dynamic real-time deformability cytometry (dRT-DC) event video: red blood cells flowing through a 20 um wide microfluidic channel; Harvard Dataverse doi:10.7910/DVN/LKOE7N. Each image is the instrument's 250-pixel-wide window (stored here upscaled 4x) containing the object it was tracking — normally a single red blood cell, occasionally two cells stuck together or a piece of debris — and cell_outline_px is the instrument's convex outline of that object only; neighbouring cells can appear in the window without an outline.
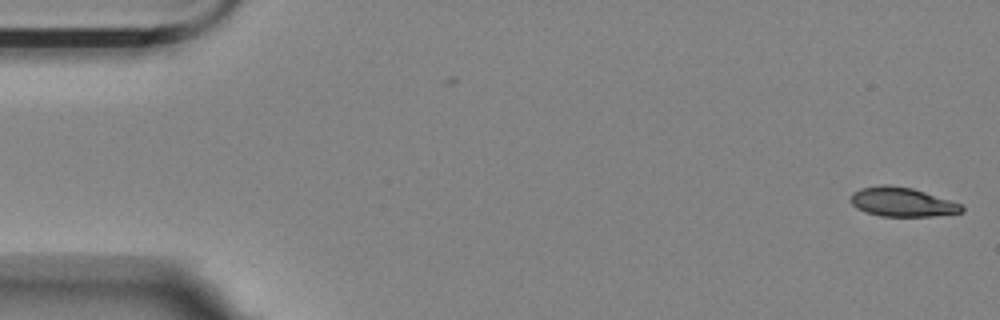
{"species": "Egyptian fruit bat (a non-hibernating species)", "species_latin": "Rousettus aegyptiacus", "temperature_condition": "room temperature", "stored_images_in_passage": 4, "camera_frame_rate_fps": 3000, "um_per_image_px": 0.085, "animal": {"sex": "female"}, "frame": {"image": 1, "passage_image": 1, "time_ms": 0.0, "image_size_px": [1000, 320], "cell_outline_px": [[964, 212], [932, 216], [880, 216], [856, 208], [848, 200], [852, 192], [860, 188], [884, 184], [912, 188], [960, 204], [964, 208]], "centroid_in_image_um": [76.62, 17.17], "position_along_channel_um": 8.4, "area_um2": 18.73}}
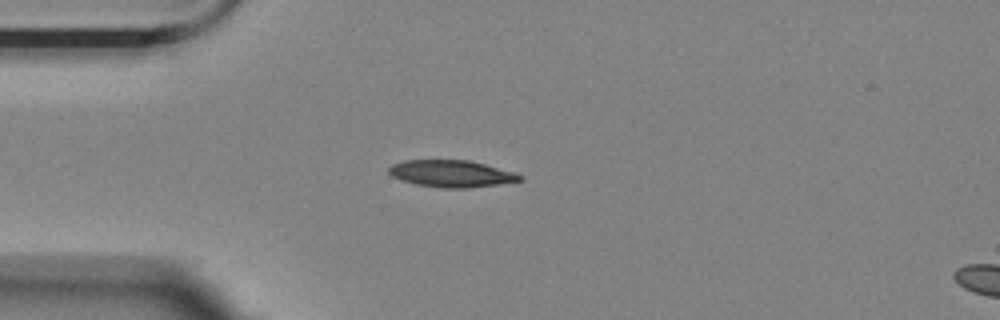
{"frame": {"image": 2, "passage_image": 4, "time_ms": 1.0, "image_size_px": [1000, 320], "cell_outline_px": [[524, 176], [520, 180], [500, 184], [468, 188], [444, 188], [416, 184], [400, 180], [392, 176], [388, 172], [388, 168], [392, 164], [404, 160], [468, 160], [484, 164], [512, 172]], "centroid_in_image_um": [38.32, 14.76], "position_along_channel_um": 46.7, "area_um2": 20.4}}